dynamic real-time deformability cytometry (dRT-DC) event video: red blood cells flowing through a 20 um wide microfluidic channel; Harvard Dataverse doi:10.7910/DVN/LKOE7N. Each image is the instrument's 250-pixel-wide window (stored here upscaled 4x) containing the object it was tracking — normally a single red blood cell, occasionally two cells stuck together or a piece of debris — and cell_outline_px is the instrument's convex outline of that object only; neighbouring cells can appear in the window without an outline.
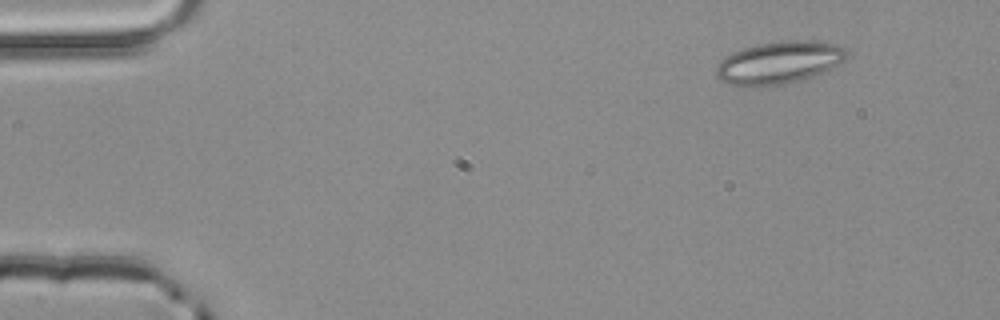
{"species": "common noctule bat (a hibernating species)", "species_latin": "Nyctalus noctula", "temperature_condition": "room temperature", "stored_images_in_passage": 3, "camera_frame_rate_fps": 3000, "um_per_image_px": 0.085, "animal": {"sex": "male", "body_mass_g": 20.4}, "frame": {"image": 1, "passage_image": 1, "time_ms": 0.0, "image_size_px": [1000, 320], "cell_outline_px": [[848, 56], [844, 60], [824, 72], [792, 84], [728, 84], [716, 80], [716, 64], [724, 56], [732, 52], [744, 48], [760, 44], [780, 40], [816, 40], [836, 44], [844, 48]], "centroid_in_image_um": [66.22, 5.29], "position_along_channel_um": 18.8, "area_um2": 32.25}}